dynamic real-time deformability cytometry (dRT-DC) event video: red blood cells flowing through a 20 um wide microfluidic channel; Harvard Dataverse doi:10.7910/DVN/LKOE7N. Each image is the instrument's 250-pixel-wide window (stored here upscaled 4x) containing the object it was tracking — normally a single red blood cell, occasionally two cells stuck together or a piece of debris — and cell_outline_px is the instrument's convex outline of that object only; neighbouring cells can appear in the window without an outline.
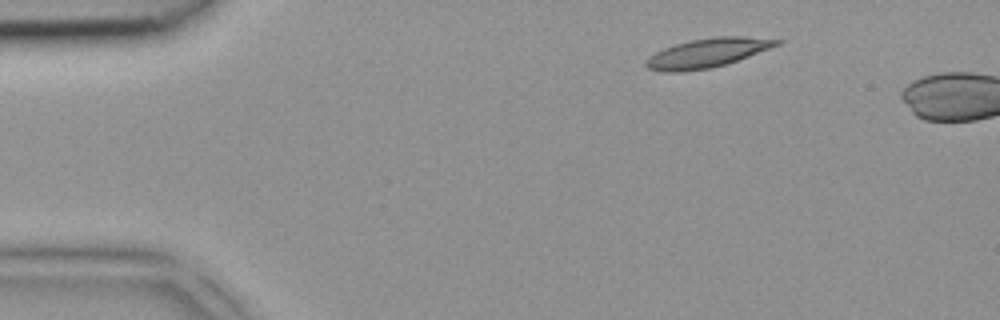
{"species": "common noctule bat (a hibernating species)", "species_latin": "Nyctalus noctula", "temperature_condition": "room temperature", "stored_images_in_passage": 4, "camera_frame_rate_fps": 3000, "um_per_image_px": 0.085, "animal": {"sex": "female", "body_mass_g": 18.4}, "frame": {"image": 1, "passage_image": 1, "time_ms": 0.0, "image_size_px": [1000, 320], "cell_outline_px": [[784, 40], [780, 44], [728, 64], [712, 68], [684, 72], [664, 72], [648, 68], [644, 64], [656, 52], [664, 48], [676, 44], [692, 40], [716, 36], [740, 36]], "centroid_in_image_um": [60.15, 4.51], "position_along_channel_um": 24.8, "area_um2": 22.02}}